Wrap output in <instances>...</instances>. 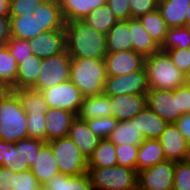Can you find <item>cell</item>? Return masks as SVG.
<instances>
[{
	"label": "cell",
	"instance_id": "cell-1",
	"mask_svg": "<svg viewBox=\"0 0 190 190\" xmlns=\"http://www.w3.org/2000/svg\"><path fill=\"white\" fill-rule=\"evenodd\" d=\"M67 52L72 58H104L106 35L94 30L83 20L64 24Z\"/></svg>",
	"mask_w": 190,
	"mask_h": 190
},
{
	"label": "cell",
	"instance_id": "cell-2",
	"mask_svg": "<svg viewBox=\"0 0 190 190\" xmlns=\"http://www.w3.org/2000/svg\"><path fill=\"white\" fill-rule=\"evenodd\" d=\"M106 79L104 58H72L70 81L84 97L102 94Z\"/></svg>",
	"mask_w": 190,
	"mask_h": 190
},
{
	"label": "cell",
	"instance_id": "cell-3",
	"mask_svg": "<svg viewBox=\"0 0 190 190\" xmlns=\"http://www.w3.org/2000/svg\"><path fill=\"white\" fill-rule=\"evenodd\" d=\"M25 138L27 115L18 95L9 90L0 98V140L15 143Z\"/></svg>",
	"mask_w": 190,
	"mask_h": 190
},
{
	"label": "cell",
	"instance_id": "cell-4",
	"mask_svg": "<svg viewBox=\"0 0 190 190\" xmlns=\"http://www.w3.org/2000/svg\"><path fill=\"white\" fill-rule=\"evenodd\" d=\"M149 89L175 90L184 84L182 73L172 62L167 52L159 50L144 58Z\"/></svg>",
	"mask_w": 190,
	"mask_h": 190
},
{
	"label": "cell",
	"instance_id": "cell-5",
	"mask_svg": "<svg viewBox=\"0 0 190 190\" xmlns=\"http://www.w3.org/2000/svg\"><path fill=\"white\" fill-rule=\"evenodd\" d=\"M94 190H137L138 172L123 166L88 167Z\"/></svg>",
	"mask_w": 190,
	"mask_h": 190
},
{
	"label": "cell",
	"instance_id": "cell-6",
	"mask_svg": "<svg viewBox=\"0 0 190 190\" xmlns=\"http://www.w3.org/2000/svg\"><path fill=\"white\" fill-rule=\"evenodd\" d=\"M48 143L52 148L60 173L68 176L87 173V159L68 136L51 140Z\"/></svg>",
	"mask_w": 190,
	"mask_h": 190
},
{
	"label": "cell",
	"instance_id": "cell-7",
	"mask_svg": "<svg viewBox=\"0 0 190 190\" xmlns=\"http://www.w3.org/2000/svg\"><path fill=\"white\" fill-rule=\"evenodd\" d=\"M71 60L67 51L42 59L37 83L33 88L45 90L70 80Z\"/></svg>",
	"mask_w": 190,
	"mask_h": 190
},
{
	"label": "cell",
	"instance_id": "cell-8",
	"mask_svg": "<svg viewBox=\"0 0 190 190\" xmlns=\"http://www.w3.org/2000/svg\"><path fill=\"white\" fill-rule=\"evenodd\" d=\"M48 108L68 110L75 115L78 113L84 99L82 92L70 80L41 90Z\"/></svg>",
	"mask_w": 190,
	"mask_h": 190
},
{
	"label": "cell",
	"instance_id": "cell-9",
	"mask_svg": "<svg viewBox=\"0 0 190 190\" xmlns=\"http://www.w3.org/2000/svg\"><path fill=\"white\" fill-rule=\"evenodd\" d=\"M175 162L164 160L138 172L137 190H172Z\"/></svg>",
	"mask_w": 190,
	"mask_h": 190
},
{
	"label": "cell",
	"instance_id": "cell-10",
	"mask_svg": "<svg viewBox=\"0 0 190 190\" xmlns=\"http://www.w3.org/2000/svg\"><path fill=\"white\" fill-rule=\"evenodd\" d=\"M146 96L147 106L167 123H175L182 115L178 103V88L149 89Z\"/></svg>",
	"mask_w": 190,
	"mask_h": 190
},
{
	"label": "cell",
	"instance_id": "cell-11",
	"mask_svg": "<svg viewBox=\"0 0 190 190\" xmlns=\"http://www.w3.org/2000/svg\"><path fill=\"white\" fill-rule=\"evenodd\" d=\"M148 90L146 71L138 70L120 76H107L103 93L108 96L137 95L146 94Z\"/></svg>",
	"mask_w": 190,
	"mask_h": 190
},
{
	"label": "cell",
	"instance_id": "cell-12",
	"mask_svg": "<svg viewBox=\"0 0 190 190\" xmlns=\"http://www.w3.org/2000/svg\"><path fill=\"white\" fill-rule=\"evenodd\" d=\"M159 141L166 160L181 162L190 159V146L174 123H168Z\"/></svg>",
	"mask_w": 190,
	"mask_h": 190
},
{
	"label": "cell",
	"instance_id": "cell-13",
	"mask_svg": "<svg viewBox=\"0 0 190 190\" xmlns=\"http://www.w3.org/2000/svg\"><path fill=\"white\" fill-rule=\"evenodd\" d=\"M30 48L33 55L44 59L67 51L65 29L45 31L32 40Z\"/></svg>",
	"mask_w": 190,
	"mask_h": 190
},
{
	"label": "cell",
	"instance_id": "cell-14",
	"mask_svg": "<svg viewBox=\"0 0 190 190\" xmlns=\"http://www.w3.org/2000/svg\"><path fill=\"white\" fill-rule=\"evenodd\" d=\"M107 76H120L145 70L144 57L133 50L107 53L104 56Z\"/></svg>",
	"mask_w": 190,
	"mask_h": 190
},
{
	"label": "cell",
	"instance_id": "cell-15",
	"mask_svg": "<svg viewBox=\"0 0 190 190\" xmlns=\"http://www.w3.org/2000/svg\"><path fill=\"white\" fill-rule=\"evenodd\" d=\"M111 101V116L117 121H127L141 112L147 106L146 94H121L109 96Z\"/></svg>",
	"mask_w": 190,
	"mask_h": 190
},
{
	"label": "cell",
	"instance_id": "cell-16",
	"mask_svg": "<svg viewBox=\"0 0 190 190\" xmlns=\"http://www.w3.org/2000/svg\"><path fill=\"white\" fill-rule=\"evenodd\" d=\"M0 166L9 168L14 173L30 169L26 158L25 139L15 143L0 140Z\"/></svg>",
	"mask_w": 190,
	"mask_h": 190
},
{
	"label": "cell",
	"instance_id": "cell-17",
	"mask_svg": "<svg viewBox=\"0 0 190 190\" xmlns=\"http://www.w3.org/2000/svg\"><path fill=\"white\" fill-rule=\"evenodd\" d=\"M30 170L41 186H44L60 173L58 163L48 142L41 146L37 156L34 157V164L30 167Z\"/></svg>",
	"mask_w": 190,
	"mask_h": 190
},
{
	"label": "cell",
	"instance_id": "cell-18",
	"mask_svg": "<svg viewBox=\"0 0 190 190\" xmlns=\"http://www.w3.org/2000/svg\"><path fill=\"white\" fill-rule=\"evenodd\" d=\"M46 118V142L66 137L76 115L68 110L48 108Z\"/></svg>",
	"mask_w": 190,
	"mask_h": 190
},
{
	"label": "cell",
	"instance_id": "cell-19",
	"mask_svg": "<svg viewBox=\"0 0 190 190\" xmlns=\"http://www.w3.org/2000/svg\"><path fill=\"white\" fill-rule=\"evenodd\" d=\"M68 137L77 145L81 154L88 160L101 138L95 135L86 121L77 117L72 121Z\"/></svg>",
	"mask_w": 190,
	"mask_h": 190
},
{
	"label": "cell",
	"instance_id": "cell-20",
	"mask_svg": "<svg viewBox=\"0 0 190 190\" xmlns=\"http://www.w3.org/2000/svg\"><path fill=\"white\" fill-rule=\"evenodd\" d=\"M11 37L23 40H32L45 32L42 21L38 15L27 14L24 16H9Z\"/></svg>",
	"mask_w": 190,
	"mask_h": 190
},
{
	"label": "cell",
	"instance_id": "cell-21",
	"mask_svg": "<svg viewBox=\"0 0 190 190\" xmlns=\"http://www.w3.org/2000/svg\"><path fill=\"white\" fill-rule=\"evenodd\" d=\"M145 139H159L167 126V122L156 115L148 106L130 119Z\"/></svg>",
	"mask_w": 190,
	"mask_h": 190
},
{
	"label": "cell",
	"instance_id": "cell-22",
	"mask_svg": "<svg viewBox=\"0 0 190 190\" xmlns=\"http://www.w3.org/2000/svg\"><path fill=\"white\" fill-rule=\"evenodd\" d=\"M190 0H158L157 9L169 28L186 26Z\"/></svg>",
	"mask_w": 190,
	"mask_h": 190
},
{
	"label": "cell",
	"instance_id": "cell-23",
	"mask_svg": "<svg viewBox=\"0 0 190 190\" xmlns=\"http://www.w3.org/2000/svg\"><path fill=\"white\" fill-rule=\"evenodd\" d=\"M128 24L131 30V40L134 52L145 58L161 50L160 46L145 30L138 18L128 19Z\"/></svg>",
	"mask_w": 190,
	"mask_h": 190
},
{
	"label": "cell",
	"instance_id": "cell-24",
	"mask_svg": "<svg viewBox=\"0 0 190 190\" xmlns=\"http://www.w3.org/2000/svg\"><path fill=\"white\" fill-rule=\"evenodd\" d=\"M65 22L82 20L96 8L106 5V0H58Z\"/></svg>",
	"mask_w": 190,
	"mask_h": 190
},
{
	"label": "cell",
	"instance_id": "cell-25",
	"mask_svg": "<svg viewBox=\"0 0 190 190\" xmlns=\"http://www.w3.org/2000/svg\"><path fill=\"white\" fill-rule=\"evenodd\" d=\"M133 50L128 20H119L106 34V52L118 53Z\"/></svg>",
	"mask_w": 190,
	"mask_h": 190
},
{
	"label": "cell",
	"instance_id": "cell-26",
	"mask_svg": "<svg viewBox=\"0 0 190 190\" xmlns=\"http://www.w3.org/2000/svg\"><path fill=\"white\" fill-rule=\"evenodd\" d=\"M111 116V101L104 93L84 97L76 117L80 120H88L98 117Z\"/></svg>",
	"mask_w": 190,
	"mask_h": 190
},
{
	"label": "cell",
	"instance_id": "cell-27",
	"mask_svg": "<svg viewBox=\"0 0 190 190\" xmlns=\"http://www.w3.org/2000/svg\"><path fill=\"white\" fill-rule=\"evenodd\" d=\"M164 160L166 159L159 139H145L139 145L136 171L152 167Z\"/></svg>",
	"mask_w": 190,
	"mask_h": 190
},
{
	"label": "cell",
	"instance_id": "cell-28",
	"mask_svg": "<svg viewBox=\"0 0 190 190\" xmlns=\"http://www.w3.org/2000/svg\"><path fill=\"white\" fill-rule=\"evenodd\" d=\"M34 15H38L45 31L64 28L65 21L58 0H45L38 9H34Z\"/></svg>",
	"mask_w": 190,
	"mask_h": 190
},
{
	"label": "cell",
	"instance_id": "cell-29",
	"mask_svg": "<svg viewBox=\"0 0 190 190\" xmlns=\"http://www.w3.org/2000/svg\"><path fill=\"white\" fill-rule=\"evenodd\" d=\"M41 63V58L31 55L18 64L16 89L33 88L36 85Z\"/></svg>",
	"mask_w": 190,
	"mask_h": 190
},
{
	"label": "cell",
	"instance_id": "cell-30",
	"mask_svg": "<svg viewBox=\"0 0 190 190\" xmlns=\"http://www.w3.org/2000/svg\"><path fill=\"white\" fill-rule=\"evenodd\" d=\"M108 139L115 145L130 144L139 146L145 137L130 120L118 121L116 127L109 135Z\"/></svg>",
	"mask_w": 190,
	"mask_h": 190
},
{
	"label": "cell",
	"instance_id": "cell-31",
	"mask_svg": "<svg viewBox=\"0 0 190 190\" xmlns=\"http://www.w3.org/2000/svg\"><path fill=\"white\" fill-rule=\"evenodd\" d=\"M43 187L45 190H94L88 173L79 176H68L59 173Z\"/></svg>",
	"mask_w": 190,
	"mask_h": 190
},
{
	"label": "cell",
	"instance_id": "cell-32",
	"mask_svg": "<svg viewBox=\"0 0 190 190\" xmlns=\"http://www.w3.org/2000/svg\"><path fill=\"white\" fill-rule=\"evenodd\" d=\"M116 146L108 139H100L87 160V167H112L117 165Z\"/></svg>",
	"mask_w": 190,
	"mask_h": 190
},
{
	"label": "cell",
	"instance_id": "cell-33",
	"mask_svg": "<svg viewBox=\"0 0 190 190\" xmlns=\"http://www.w3.org/2000/svg\"><path fill=\"white\" fill-rule=\"evenodd\" d=\"M138 19L154 41L161 46L169 27L161 16L160 11L156 9L139 16Z\"/></svg>",
	"mask_w": 190,
	"mask_h": 190
},
{
	"label": "cell",
	"instance_id": "cell-34",
	"mask_svg": "<svg viewBox=\"0 0 190 190\" xmlns=\"http://www.w3.org/2000/svg\"><path fill=\"white\" fill-rule=\"evenodd\" d=\"M82 20L104 35L119 21L107 5L96 8Z\"/></svg>",
	"mask_w": 190,
	"mask_h": 190
},
{
	"label": "cell",
	"instance_id": "cell-35",
	"mask_svg": "<svg viewBox=\"0 0 190 190\" xmlns=\"http://www.w3.org/2000/svg\"><path fill=\"white\" fill-rule=\"evenodd\" d=\"M12 91L18 95L26 113H46L48 110L47 102L45 101L41 90L25 88Z\"/></svg>",
	"mask_w": 190,
	"mask_h": 190
},
{
	"label": "cell",
	"instance_id": "cell-36",
	"mask_svg": "<svg viewBox=\"0 0 190 190\" xmlns=\"http://www.w3.org/2000/svg\"><path fill=\"white\" fill-rule=\"evenodd\" d=\"M18 64L6 45L0 47V80L10 90H16Z\"/></svg>",
	"mask_w": 190,
	"mask_h": 190
},
{
	"label": "cell",
	"instance_id": "cell-37",
	"mask_svg": "<svg viewBox=\"0 0 190 190\" xmlns=\"http://www.w3.org/2000/svg\"><path fill=\"white\" fill-rule=\"evenodd\" d=\"M174 48H190V27L183 26L168 28L160 49L166 52L167 50Z\"/></svg>",
	"mask_w": 190,
	"mask_h": 190
},
{
	"label": "cell",
	"instance_id": "cell-38",
	"mask_svg": "<svg viewBox=\"0 0 190 190\" xmlns=\"http://www.w3.org/2000/svg\"><path fill=\"white\" fill-rule=\"evenodd\" d=\"M27 131L29 138L40 139L46 142L45 113H26Z\"/></svg>",
	"mask_w": 190,
	"mask_h": 190
},
{
	"label": "cell",
	"instance_id": "cell-39",
	"mask_svg": "<svg viewBox=\"0 0 190 190\" xmlns=\"http://www.w3.org/2000/svg\"><path fill=\"white\" fill-rule=\"evenodd\" d=\"M85 121L89 129L101 139L108 138L118 122L112 116L98 117Z\"/></svg>",
	"mask_w": 190,
	"mask_h": 190
},
{
	"label": "cell",
	"instance_id": "cell-40",
	"mask_svg": "<svg viewBox=\"0 0 190 190\" xmlns=\"http://www.w3.org/2000/svg\"><path fill=\"white\" fill-rule=\"evenodd\" d=\"M139 146L120 144L116 146L117 165L136 170Z\"/></svg>",
	"mask_w": 190,
	"mask_h": 190
},
{
	"label": "cell",
	"instance_id": "cell-41",
	"mask_svg": "<svg viewBox=\"0 0 190 190\" xmlns=\"http://www.w3.org/2000/svg\"><path fill=\"white\" fill-rule=\"evenodd\" d=\"M172 190H190V159L175 162Z\"/></svg>",
	"mask_w": 190,
	"mask_h": 190
},
{
	"label": "cell",
	"instance_id": "cell-42",
	"mask_svg": "<svg viewBox=\"0 0 190 190\" xmlns=\"http://www.w3.org/2000/svg\"><path fill=\"white\" fill-rule=\"evenodd\" d=\"M11 53V55L16 60L17 64L26 60L29 56L33 55L30 48V41L18 39L15 37H10V39L5 44Z\"/></svg>",
	"mask_w": 190,
	"mask_h": 190
},
{
	"label": "cell",
	"instance_id": "cell-43",
	"mask_svg": "<svg viewBox=\"0 0 190 190\" xmlns=\"http://www.w3.org/2000/svg\"><path fill=\"white\" fill-rule=\"evenodd\" d=\"M41 187L31 170L14 173L12 190H37Z\"/></svg>",
	"mask_w": 190,
	"mask_h": 190
},
{
	"label": "cell",
	"instance_id": "cell-44",
	"mask_svg": "<svg viewBox=\"0 0 190 190\" xmlns=\"http://www.w3.org/2000/svg\"><path fill=\"white\" fill-rule=\"evenodd\" d=\"M45 0H11L9 16H24L34 14Z\"/></svg>",
	"mask_w": 190,
	"mask_h": 190
},
{
	"label": "cell",
	"instance_id": "cell-45",
	"mask_svg": "<svg viewBox=\"0 0 190 190\" xmlns=\"http://www.w3.org/2000/svg\"><path fill=\"white\" fill-rule=\"evenodd\" d=\"M174 65L182 72L190 71V48L187 49H169L166 51Z\"/></svg>",
	"mask_w": 190,
	"mask_h": 190
},
{
	"label": "cell",
	"instance_id": "cell-46",
	"mask_svg": "<svg viewBox=\"0 0 190 190\" xmlns=\"http://www.w3.org/2000/svg\"><path fill=\"white\" fill-rule=\"evenodd\" d=\"M131 18L152 12L158 7V0H129Z\"/></svg>",
	"mask_w": 190,
	"mask_h": 190
},
{
	"label": "cell",
	"instance_id": "cell-47",
	"mask_svg": "<svg viewBox=\"0 0 190 190\" xmlns=\"http://www.w3.org/2000/svg\"><path fill=\"white\" fill-rule=\"evenodd\" d=\"M128 2L129 0H106V5L118 20H128L131 18Z\"/></svg>",
	"mask_w": 190,
	"mask_h": 190
},
{
	"label": "cell",
	"instance_id": "cell-48",
	"mask_svg": "<svg viewBox=\"0 0 190 190\" xmlns=\"http://www.w3.org/2000/svg\"><path fill=\"white\" fill-rule=\"evenodd\" d=\"M45 141L35 138H25V152L26 158L29 162V167L34 164V157L37 156L41 146Z\"/></svg>",
	"mask_w": 190,
	"mask_h": 190
},
{
	"label": "cell",
	"instance_id": "cell-49",
	"mask_svg": "<svg viewBox=\"0 0 190 190\" xmlns=\"http://www.w3.org/2000/svg\"><path fill=\"white\" fill-rule=\"evenodd\" d=\"M178 103L182 114L190 113V88L178 87Z\"/></svg>",
	"mask_w": 190,
	"mask_h": 190
},
{
	"label": "cell",
	"instance_id": "cell-50",
	"mask_svg": "<svg viewBox=\"0 0 190 190\" xmlns=\"http://www.w3.org/2000/svg\"><path fill=\"white\" fill-rule=\"evenodd\" d=\"M174 124L190 146V113L182 114Z\"/></svg>",
	"mask_w": 190,
	"mask_h": 190
},
{
	"label": "cell",
	"instance_id": "cell-51",
	"mask_svg": "<svg viewBox=\"0 0 190 190\" xmlns=\"http://www.w3.org/2000/svg\"><path fill=\"white\" fill-rule=\"evenodd\" d=\"M14 172L9 168L0 166V190H12Z\"/></svg>",
	"mask_w": 190,
	"mask_h": 190
},
{
	"label": "cell",
	"instance_id": "cell-52",
	"mask_svg": "<svg viewBox=\"0 0 190 190\" xmlns=\"http://www.w3.org/2000/svg\"><path fill=\"white\" fill-rule=\"evenodd\" d=\"M11 37L10 17L0 16V47L4 46Z\"/></svg>",
	"mask_w": 190,
	"mask_h": 190
},
{
	"label": "cell",
	"instance_id": "cell-53",
	"mask_svg": "<svg viewBox=\"0 0 190 190\" xmlns=\"http://www.w3.org/2000/svg\"><path fill=\"white\" fill-rule=\"evenodd\" d=\"M11 0H0V16L10 15Z\"/></svg>",
	"mask_w": 190,
	"mask_h": 190
},
{
	"label": "cell",
	"instance_id": "cell-54",
	"mask_svg": "<svg viewBox=\"0 0 190 190\" xmlns=\"http://www.w3.org/2000/svg\"><path fill=\"white\" fill-rule=\"evenodd\" d=\"M10 88L0 80V98L3 97Z\"/></svg>",
	"mask_w": 190,
	"mask_h": 190
},
{
	"label": "cell",
	"instance_id": "cell-55",
	"mask_svg": "<svg viewBox=\"0 0 190 190\" xmlns=\"http://www.w3.org/2000/svg\"><path fill=\"white\" fill-rule=\"evenodd\" d=\"M185 87L190 88V71L184 74V84Z\"/></svg>",
	"mask_w": 190,
	"mask_h": 190
},
{
	"label": "cell",
	"instance_id": "cell-56",
	"mask_svg": "<svg viewBox=\"0 0 190 190\" xmlns=\"http://www.w3.org/2000/svg\"><path fill=\"white\" fill-rule=\"evenodd\" d=\"M186 26L190 27V7H189V9L187 10V13H186Z\"/></svg>",
	"mask_w": 190,
	"mask_h": 190
},
{
	"label": "cell",
	"instance_id": "cell-57",
	"mask_svg": "<svg viewBox=\"0 0 190 190\" xmlns=\"http://www.w3.org/2000/svg\"><path fill=\"white\" fill-rule=\"evenodd\" d=\"M37 190H45V189H44V187H43V186H41V187H40L39 189H37Z\"/></svg>",
	"mask_w": 190,
	"mask_h": 190
}]
</instances>
